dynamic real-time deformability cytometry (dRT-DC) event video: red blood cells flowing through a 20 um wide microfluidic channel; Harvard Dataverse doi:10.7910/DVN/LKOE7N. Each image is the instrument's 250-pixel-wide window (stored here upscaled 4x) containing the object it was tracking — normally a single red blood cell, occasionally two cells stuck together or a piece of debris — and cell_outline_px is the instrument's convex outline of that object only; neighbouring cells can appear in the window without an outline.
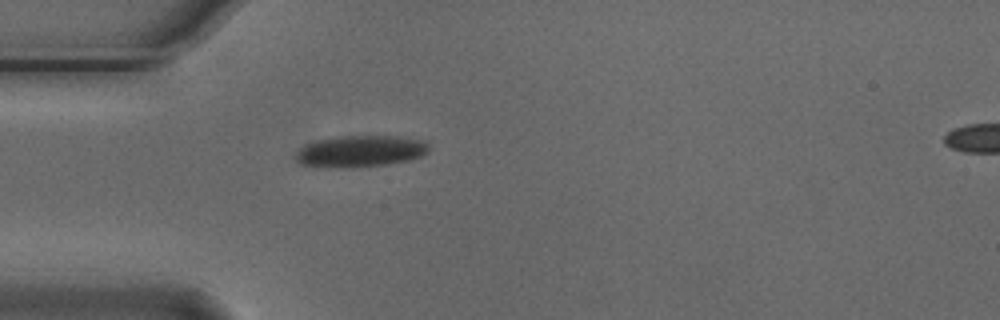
{"species": "Egyptian fruit bat (a non-hibernating species)", "species_latin": "Rousettus aegyptiacus", "temperature_condition": "cold", "stored_images_in_passage": 1, "camera_frame_rate_fps": 3000, "um_per_image_px": 0.085, "animal": {"sex": "male"}, "frame": {"image": 1, "passage_image": 1, "time_ms": 0.0, "image_size_px": [1000, 320], "cell_outline_px": [[428, 152], [420, 156], [408, 160], [388, 164], [352, 168], [328, 168], [300, 164], [296, 160], [296, 152], [304, 144], [316, 140], [340, 136], [400, 136], [428, 140]], "centroid_in_image_um": [30.63, 12.85], "position_along_channel_um": 54.4, "area_um2": 24.91}}